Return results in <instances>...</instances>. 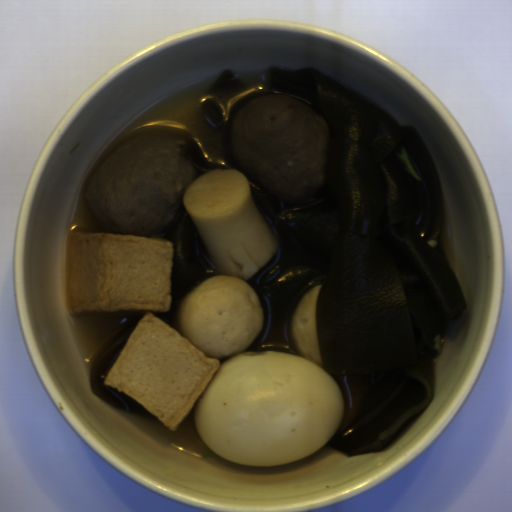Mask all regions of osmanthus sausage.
Listing matches in <instances>:
<instances>
[{
	"label": "osmanthus sausage",
	"instance_id": "1",
	"mask_svg": "<svg viewBox=\"0 0 512 512\" xmlns=\"http://www.w3.org/2000/svg\"><path fill=\"white\" fill-rule=\"evenodd\" d=\"M183 204L219 277L247 282L279 250L251 185L236 170L203 172L184 190Z\"/></svg>",
	"mask_w": 512,
	"mask_h": 512
}]
</instances>
